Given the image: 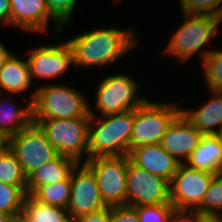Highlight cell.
I'll return each mask as SVG.
<instances>
[{"instance_id": "1", "label": "cell", "mask_w": 222, "mask_h": 222, "mask_svg": "<svg viewBox=\"0 0 222 222\" xmlns=\"http://www.w3.org/2000/svg\"><path fill=\"white\" fill-rule=\"evenodd\" d=\"M134 32L115 28L95 29L77 35L67 42L77 66H103L117 61L137 43Z\"/></svg>"}, {"instance_id": "2", "label": "cell", "mask_w": 222, "mask_h": 222, "mask_svg": "<svg viewBox=\"0 0 222 222\" xmlns=\"http://www.w3.org/2000/svg\"><path fill=\"white\" fill-rule=\"evenodd\" d=\"M88 159L100 156H128L135 109L96 118L89 108ZM98 119V121L96 120ZM95 122L97 124H95ZM96 126H95V125Z\"/></svg>"}, {"instance_id": "3", "label": "cell", "mask_w": 222, "mask_h": 222, "mask_svg": "<svg viewBox=\"0 0 222 222\" xmlns=\"http://www.w3.org/2000/svg\"><path fill=\"white\" fill-rule=\"evenodd\" d=\"M33 120L91 116L90 105L80 92L66 85H43L31 95Z\"/></svg>"}, {"instance_id": "4", "label": "cell", "mask_w": 222, "mask_h": 222, "mask_svg": "<svg viewBox=\"0 0 222 222\" xmlns=\"http://www.w3.org/2000/svg\"><path fill=\"white\" fill-rule=\"evenodd\" d=\"M90 117L33 120V123L38 124L43 130L58 155L81 164L83 155L87 154L83 163L88 160Z\"/></svg>"}, {"instance_id": "5", "label": "cell", "mask_w": 222, "mask_h": 222, "mask_svg": "<svg viewBox=\"0 0 222 222\" xmlns=\"http://www.w3.org/2000/svg\"><path fill=\"white\" fill-rule=\"evenodd\" d=\"M180 113L178 104L145 100L135 109L130 151L136 147L161 143L169 126Z\"/></svg>"}, {"instance_id": "6", "label": "cell", "mask_w": 222, "mask_h": 222, "mask_svg": "<svg viewBox=\"0 0 222 222\" xmlns=\"http://www.w3.org/2000/svg\"><path fill=\"white\" fill-rule=\"evenodd\" d=\"M184 17H186L185 22L173 33L165 53L187 62L218 34V24L222 18L196 13H184Z\"/></svg>"}, {"instance_id": "7", "label": "cell", "mask_w": 222, "mask_h": 222, "mask_svg": "<svg viewBox=\"0 0 222 222\" xmlns=\"http://www.w3.org/2000/svg\"><path fill=\"white\" fill-rule=\"evenodd\" d=\"M129 156L89 158L85 164L92 170L106 206L127 204V170Z\"/></svg>"}, {"instance_id": "8", "label": "cell", "mask_w": 222, "mask_h": 222, "mask_svg": "<svg viewBox=\"0 0 222 222\" xmlns=\"http://www.w3.org/2000/svg\"><path fill=\"white\" fill-rule=\"evenodd\" d=\"M6 145L16 155L26 177L58 156L43 130L33 122L10 137Z\"/></svg>"}, {"instance_id": "9", "label": "cell", "mask_w": 222, "mask_h": 222, "mask_svg": "<svg viewBox=\"0 0 222 222\" xmlns=\"http://www.w3.org/2000/svg\"><path fill=\"white\" fill-rule=\"evenodd\" d=\"M215 175L180 163L170 182V203L176 211L195 212Z\"/></svg>"}, {"instance_id": "10", "label": "cell", "mask_w": 222, "mask_h": 222, "mask_svg": "<svg viewBox=\"0 0 222 222\" xmlns=\"http://www.w3.org/2000/svg\"><path fill=\"white\" fill-rule=\"evenodd\" d=\"M134 79L125 74L106 76L97 89L96 109L100 116L122 113L138 108L146 99L137 95Z\"/></svg>"}, {"instance_id": "11", "label": "cell", "mask_w": 222, "mask_h": 222, "mask_svg": "<svg viewBox=\"0 0 222 222\" xmlns=\"http://www.w3.org/2000/svg\"><path fill=\"white\" fill-rule=\"evenodd\" d=\"M158 204H171L170 182L135 165L129 159L127 205L139 207Z\"/></svg>"}, {"instance_id": "12", "label": "cell", "mask_w": 222, "mask_h": 222, "mask_svg": "<svg viewBox=\"0 0 222 222\" xmlns=\"http://www.w3.org/2000/svg\"><path fill=\"white\" fill-rule=\"evenodd\" d=\"M80 165L78 163L70 174L71 195L67 210L71 219L107 207L92 170L85 163Z\"/></svg>"}, {"instance_id": "13", "label": "cell", "mask_w": 222, "mask_h": 222, "mask_svg": "<svg viewBox=\"0 0 222 222\" xmlns=\"http://www.w3.org/2000/svg\"><path fill=\"white\" fill-rule=\"evenodd\" d=\"M28 52L30 55L27 63L32 80L58 77L74 64L72 49L67 41L59 45L30 49Z\"/></svg>"}, {"instance_id": "14", "label": "cell", "mask_w": 222, "mask_h": 222, "mask_svg": "<svg viewBox=\"0 0 222 222\" xmlns=\"http://www.w3.org/2000/svg\"><path fill=\"white\" fill-rule=\"evenodd\" d=\"M202 134L181 112L171 123L163 136L162 147L179 163L190 158L198 147Z\"/></svg>"}, {"instance_id": "15", "label": "cell", "mask_w": 222, "mask_h": 222, "mask_svg": "<svg viewBox=\"0 0 222 222\" xmlns=\"http://www.w3.org/2000/svg\"><path fill=\"white\" fill-rule=\"evenodd\" d=\"M11 26L43 33L46 31L49 18L56 22V32L62 30V25L50 14L46 0H10Z\"/></svg>"}, {"instance_id": "16", "label": "cell", "mask_w": 222, "mask_h": 222, "mask_svg": "<svg viewBox=\"0 0 222 222\" xmlns=\"http://www.w3.org/2000/svg\"><path fill=\"white\" fill-rule=\"evenodd\" d=\"M130 160L153 175L160 176L171 182L180 163L171 156L161 145H145L132 149Z\"/></svg>"}, {"instance_id": "17", "label": "cell", "mask_w": 222, "mask_h": 222, "mask_svg": "<svg viewBox=\"0 0 222 222\" xmlns=\"http://www.w3.org/2000/svg\"><path fill=\"white\" fill-rule=\"evenodd\" d=\"M76 165L73 159L60 155L44 163L27 177V194L32 195L41 186L66 181Z\"/></svg>"}, {"instance_id": "18", "label": "cell", "mask_w": 222, "mask_h": 222, "mask_svg": "<svg viewBox=\"0 0 222 222\" xmlns=\"http://www.w3.org/2000/svg\"><path fill=\"white\" fill-rule=\"evenodd\" d=\"M212 94V99L198 110L181 109L185 117L202 135H217L222 128V92L213 91ZM216 126L218 129H214Z\"/></svg>"}, {"instance_id": "19", "label": "cell", "mask_w": 222, "mask_h": 222, "mask_svg": "<svg viewBox=\"0 0 222 222\" xmlns=\"http://www.w3.org/2000/svg\"><path fill=\"white\" fill-rule=\"evenodd\" d=\"M185 164L196 170L222 173V143L217 135H202L198 147Z\"/></svg>"}, {"instance_id": "20", "label": "cell", "mask_w": 222, "mask_h": 222, "mask_svg": "<svg viewBox=\"0 0 222 222\" xmlns=\"http://www.w3.org/2000/svg\"><path fill=\"white\" fill-rule=\"evenodd\" d=\"M27 61L19 59L13 52L0 68V88L8 93H20L31 86Z\"/></svg>"}, {"instance_id": "21", "label": "cell", "mask_w": 222, "mask_h": 222, "mask_svg": "<svg viewBox=\"0 0 222 222\" xmlns=\"http://www.w3.org/2000/svg\"><path fill=\"white\" fill-rule=\"evenodd\" d=\"M2 92L3 91L0 93ZM6 103L8 102L5 100L3 101L0 97V137L5 142L33 122V109L31 102L28 103V106L25 109L16 108L13 106L12 101L10 104Z\"/></svg>"}, {"instance_id": "22", "label": "cell", "mask_w": 222, "mask_h": 222, "mask_svg": "<svg viewBox=\"0 0 222 222\" xmlns=\"http://www.w3.org/2000/svg\"><path fill=\"white\" fill-rule=\"evenodd\" d=\"M22 214L29 222H71L67 209L43 204L27 194Z\"/></svg>"}, {"instance_id": "23", "label": "cell", "mask_w": 222, "mask_h": 222, "mask_svg": "<svg viewBox=\"0 0 222 222\" xmlns=\"http://www.w3.org/2000/svg\"><path fill=\"white\" fill-rule=\"evenodd\" d=\"M0 182L13 186H27V177L21 164L6 144L0 149Z\"/></svg>"}, {"instance_id": "24", "label": "cell", "mask_w": 222, "mask_h": 222, "mask_svg": "<svg viewBox=\"0 0 222 222\" xmlns=\"http://www.w3.org/2000/svg\"><path fill=\"white\" fill-rule=\"evenodd\" d=\"M71 195L70 177L66 181L39 187L32 196L43 204L67 209Z\"/></svg>"}, {"instance_id": "25", "label": "cell", "mask_w": 222, "mask_h": 222, "mask_svg": "<svg viewBox=\"0 0 222 222\" xmlns=\"http://www.w3.org/2000/svg\"><path fill=\"white\" fill-rule=\"evenodd\" d=\"M200 57L209 90L222 92V50L200 51Z\"/></svg>"}, {"instance_id": "26", "label": "cell", "mask_w": 222, "mask_h": 222, "mask_svg": "<svg viewBox=\"0 0 222 222\" xmlns=\"http://www.w3.org/2000/svg\"><path fill=\"white\" fill-rule=\"evenodd\" d=\"M27 186H13L0 182V211L12 216L22 214Z\"/></svg>"}, {"instance_id": "27", "label": "cell", "mask_w": 222, "mask_h": 222, "mask_svg": "<svg viewBox=\"0 0 222 222\" xmlns=\"http://www.w3.org/2000/svg\"><path fill=\"white\" fill-rule=\"evenodd\" d=\"M222 209V173L216 174L206 191L198 214L221 215Z\"/></svg>"}, {"instance_id": "28", "label": "cell", "mask_w": 222, "mask_h": 222, "mask_svg": "<svg viewBox=\"0 0 222 222\" xmlns=\"http://www.w3.org/2000/svg\"><path fill=\"white\" fill-rule=\"evenodd\" d=\"M176 209L172 204L137 207L140 222H170Z\"/></svg>"}, {"instance_id": "29", "label": "cell", "mask_w": 222, "mask_h": 222, "mask_svg": "<svg viewBox=\"0 0 222 222\" xmlns=\"http://www.w3.org/2000/svg\"><path fill=\"white\" fill-rule=\"evenodd\" d=\"M180 4L183 13L208 14L222 18V0H180Z\"/></svg>"}, {"instance_id": "30", "label": "cell", "mask_w": 222, "mask_h": 222, "mask_svg": "<svg viewBox=\"0 0 222 222\" xmlns=\"http://www.w3.org/2000/svg\"><path fill=\"white\" fill-rule=\"evenodd\" d=\"M78 0H46L50 14L63 26L70 22Z\"/></svg>"}, {"instance_id": "31", "label": "cell", "mask_w": 222, "mask_h": 222, "mask_svg": "<svg viewBox=\"0 0 222 222\" xmlns=\"http://www.w3.org/2000/svg\"><path fill=\"white\" fill-rule=\"evenodd\" d=\"M110 222H140L137 207L131 205L112 206Z\"/></svg>"}, {"instance_id": "32", "label": "cell", "mask_w": 222, "mask_h": 222, "mask_svg": "<svg viewBox=\"0 0 222 222\" xmlns=\"http://www.w3.org/2000/svg\"><path fill=\"white\" fill-rule=\"evenodd\" d=\"M111 207L107 206L99 211L77 216L71 222H110Z\"/></svg>"}, {"instance_id": "33", "label": "cell", "mask_w": 222, "mask_h": 222, "mask_svg": "<svg viewBox=\"0 0 222 222\" xmlns=\"http://www.w3.org/2000/svg\"><path fill=\"white\" fill-rule=\"evenodd\" d=\"M170 222H198V213L188 211H175Z\"/></svg>"}, {"instance_id": "34", "label": "cell", "mask_w": 222, "mask_h": 222, "mask_svg": "<svg viewBox=\"0 0 222 222\" xmlns=\"http://www.w3.org/2000/svg\"><path fill=\"white\" fill-rule=\"evenodd\" d=\"M0 21L11 25V4L10 0H0Z\"/></svg>"}, {"instance_id": "35", "label": "cell", "mask_w": 222, "mask_h": 222, "mask_svg": "<svg viewBox=\"0 0 222 222\" xmlns=\"http://www.w3.org/2000/svg\"><path fill=\"white\" fill-rule=\"evenodd\" d=\"M198 222H222L221 215L198 214Z\"/></svg>"}, {"instance_id": "36", "label": "cell", "mask_w": 222, "mask_h": 222, "mask_svg": "<svg viewBox=\"0 0 222 222\" xmlns=\"http://www.w3.org/2000/svg\"><path fill=\"white\" fill-rule=\"evenodd\" d=\"M11 54L12 53L0 42V68L5 64V61L10 57Z\"/></svg>"}, {"instance_id": "37", "label": "cell", "mask_w": 222, "mask_h": 222, "mask_svg": "<svg viewBox=\"0 0 222 222\" xmlns=\"http://www.w3.org/2000/svg\"><path fill=\"white\" fill-rule=\"evenodd\" d=\"M9 222H29L23 214L12 216Z\"/></svg>"}, {"instance_id": "38", "label": "cell", "mask_w": 222, "mask_h": 222, "mask_svg": "<svg viewBox=\"0 0 222 222\" xmlns=\"http://www.w3.org/2000/svg\"><path fill=\"white\" fill-rule=\"evenodd\" d=\"M10 219L11 216L9 214L0 211V222H9Z\"/></svg>"}, {"instance_id": "39", "label": "cell", "mask_w": 222, "mask_h": 222, "mask_svg": "<svg viewBox=\"0 0 222 222\" xmlns=\"http://www.w3.org/2000/svg\"><path fill=\"white\" fill-rule=\"evenodd\" d=\"M217 136H218L220 142L222 143V128H221L220 131L217 133Z\"/></svg>"}, {"instance_id": "40", "label": "cell", "mask_w": 222, "mask_h": 222, "mask_svg": "<svg viewBox=\"0 0 222 222\" xmlns=\"http://www.w3.org/2000/svg\"><path fill=\"white\" fill-rule=\"evenodd\" d=\"M6 144V142L0 137V149Z\"/></svg>"}]
</instances>
